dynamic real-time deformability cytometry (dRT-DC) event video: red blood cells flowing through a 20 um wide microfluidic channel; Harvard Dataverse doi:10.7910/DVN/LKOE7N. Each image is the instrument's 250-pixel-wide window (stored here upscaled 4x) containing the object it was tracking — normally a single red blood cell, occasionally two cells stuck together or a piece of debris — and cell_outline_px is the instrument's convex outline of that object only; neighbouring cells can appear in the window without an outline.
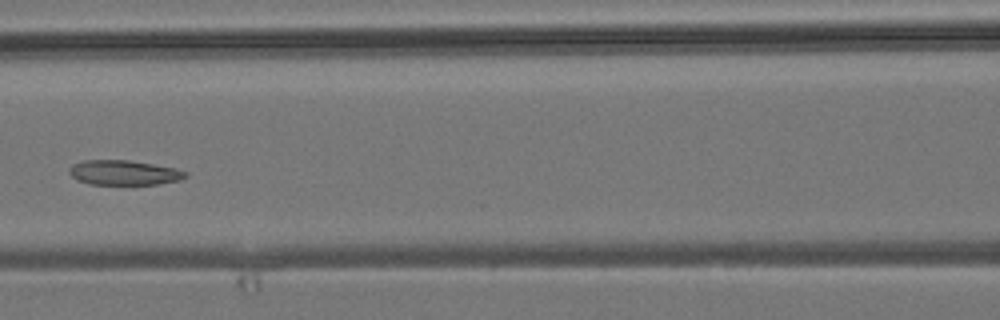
{"species": "common noctule bat (a hibernating species)", "species_latin": "Nyctalus noctula", "temperature_condition": "room temperature", "stored_images_in_passage": 7, "camera_frame_rate_fps": 3000, "um_per_image_px": 0.085, "animal": {"sex": "male", "body_mass_g": 19.2, "forearm_length_mm": 51.8}, "frame": {"image": 1, "passage_image": 7, "time_ms": 7.667, "image_size_px": [1000, 320], "cell_outline_px": [[188, 176], [180, 180], [156, 184], [92, 184], [76, 180], [68, 172], [68, 168], [72, 164], [84, 160], [128, 160], [176, 168], [188, 172]], "centroid_in_image_um": [10.52, 14.67], "position_along_channel_um": 156.1, "area_um2": 16.82}}